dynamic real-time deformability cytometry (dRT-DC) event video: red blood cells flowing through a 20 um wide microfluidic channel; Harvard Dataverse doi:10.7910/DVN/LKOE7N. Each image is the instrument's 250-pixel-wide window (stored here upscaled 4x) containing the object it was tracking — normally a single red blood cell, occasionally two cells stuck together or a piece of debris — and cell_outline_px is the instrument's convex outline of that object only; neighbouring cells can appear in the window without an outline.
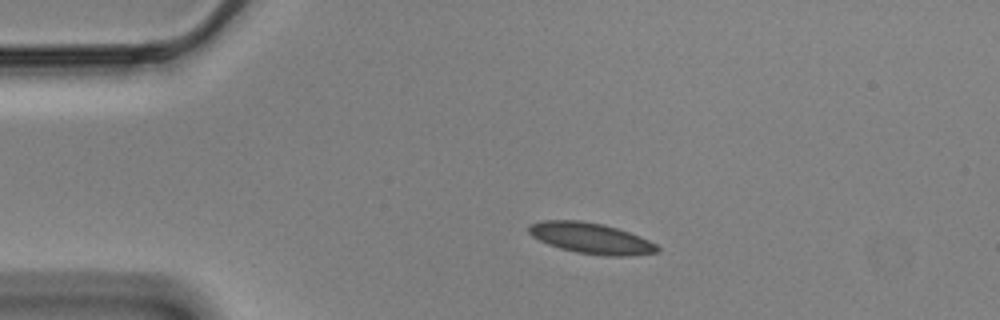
{"species": "Egyptian fruit bat (a non-hibernating species)", "species_latin": "Rousettus aegyptiacus", "temperature_condition": "cold", "stored_images_in_passage": 40, "camera_frame_rate_fps": 3000, "um_per_image_px": 0.085, "animal": {"sex": "male"}, "frame": {"image": 1, "passage_image": 1, "time_ms": 0.0, "image_size_px": [1000, 320], "cell_outline_px": [[660, 252], [632, 256], [604, 256], [576, 252], [560, 248], [548, 244], [532, 236], [528, 232], [528, 224], [540, 220], [580, 220], [604, 224], [640, 236], [656, 244], [660, 248]], "centroid_in_image_um": [50.23, 20.25], "position_along_channel_um": 34.8, "area_um2": 23.29}}
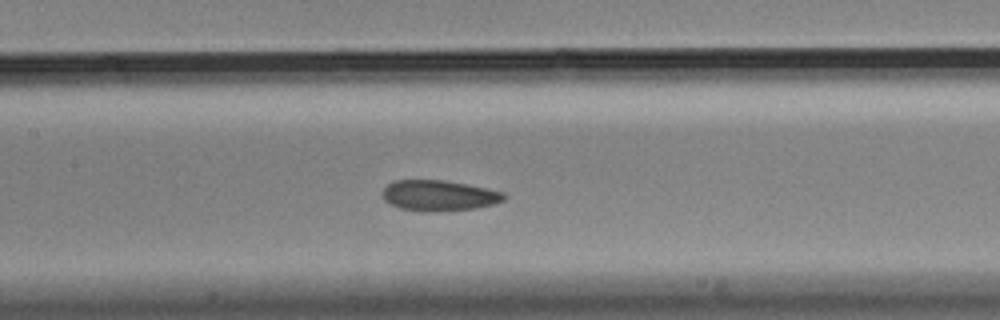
{"frame": {"image": 2, "passage_image": 16, "time_ms": 5.0, "image_size_px": [1000, 320], "cell_outline_px": [[504, 200], [492, 204], [476, 208], [400, 208], [384, 200], [380, 192], [388, 184], [396, 180], [444, 180], [504, 192]], "centroid_in_image_um": [37.27, 16.55], "position_along_channel_um": 170.1, "area_um2": 20.35}}
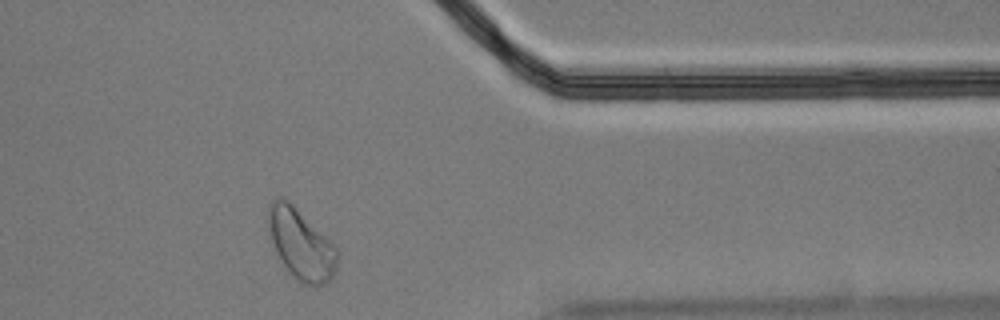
{"frame": {"image": 3, "passage_image": 36, "time_ms": 11.667, "image_size_px": [1000, 320], "cell_outline_px": [[340, 256], [336, 268], [332, 276], [324, 284], [308, 284], [296, 280], [284, 264], [276, 252], [268, 228], [268, 208], [272, 200], [276, 196], [284, 196], [336, 248]], "centroid_in_image_um": [25.56, 20.73], "position_along_channel_um": 385.8, "area_um2": 27.63}, "authors_computed_cell_mechanics": {"area_um2": 22.3686, "velocity_mm_per_s": 3.4652, "shape_relaxation_time_tau1_ms": 7.8055, "shape_relaxation_time_tau2_ms": 3.1318, "deformation_change_tau1": 0.121, "deformation_change_tau2": 0.0694}}